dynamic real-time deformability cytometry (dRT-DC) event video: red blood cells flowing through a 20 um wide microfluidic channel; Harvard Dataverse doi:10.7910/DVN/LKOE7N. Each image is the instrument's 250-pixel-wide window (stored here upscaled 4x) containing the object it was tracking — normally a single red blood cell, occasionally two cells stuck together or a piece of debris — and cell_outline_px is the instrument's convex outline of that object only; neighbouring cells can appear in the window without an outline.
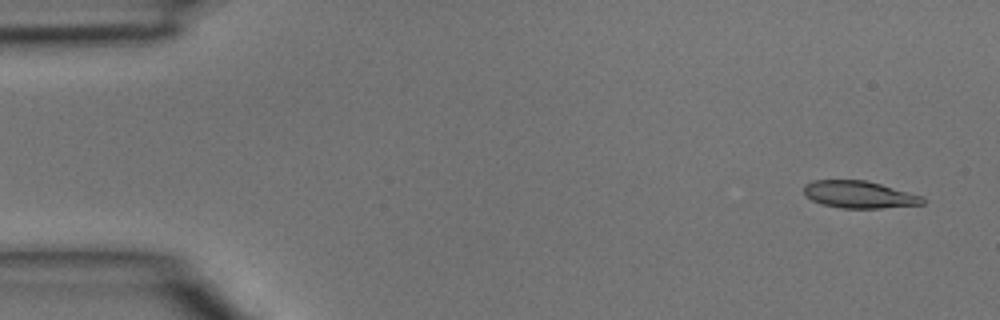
{"species": "common noctule bat (a hibernating species)", "species_latin": "Nyctalus noctula", "temperature_condition": "room temperature", "stored_images_in_passage": 4, "camera_frame_rate_fps": 3000, "um_per_image_px": 0.085, "animal": {"sex": "male", "body_mass_g": 15.6}, "frame": {"image": 1, "passage_image": 1, "time_ms": 0.0, "image_size_px": [1000, 320], "cell_outline_px": [[924, 204], [880, 208], [840, 208], [824, 204], [812, 200], [804, 192], [804, 184], [812, 180], [864, 180], [880, 184], [924, 196]], "centroid_in_image_um": [73.04, 16.53], "position_along_channel_um": 12.0, "area_um2": 18.67}}